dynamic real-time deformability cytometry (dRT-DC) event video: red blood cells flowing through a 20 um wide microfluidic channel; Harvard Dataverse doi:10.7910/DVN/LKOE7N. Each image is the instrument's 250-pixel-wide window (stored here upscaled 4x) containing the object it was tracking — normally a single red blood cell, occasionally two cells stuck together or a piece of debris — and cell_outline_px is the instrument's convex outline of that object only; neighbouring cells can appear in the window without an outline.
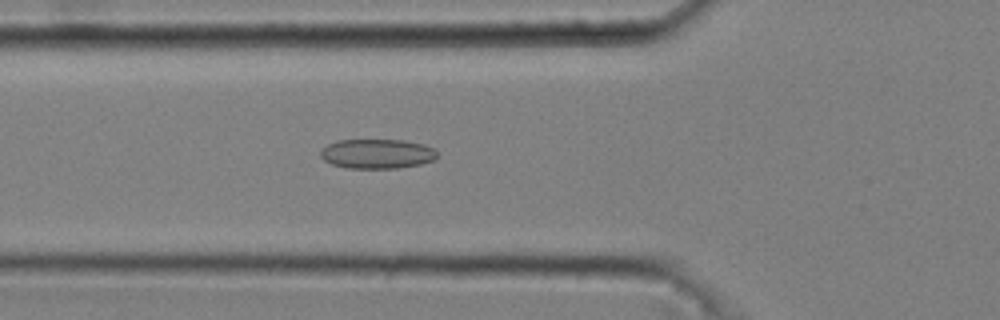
{"species": "common noctule bat (a hibernating species)", "species_latin": "Nyctalus noctula", "temperature_condition": "cold", "stored_images_in_passage": 51, "camera_frame_rate_fps": 3000, "um_per_image_px": 0.085, "animal": {"sex": "male", "body_mass_g": 20.4}, "frame": {"image": 1, "passage_image": 19, "time_ms": 6.0, "image_size_px": [1000, 320], "cell_outline_px": [[436, 160], [420, 164], [396, 168], [348, 168], [332, 164], [324, 160], [320, 156], [320, 152], [328, 144], [336, 140], [404, 140], [424, 144], [432, 148], [436, 152]], "centroid_in_image_um": [32.05, 13.07], "position_along_channel_um": 93.7, "area_um2": 20.06}}
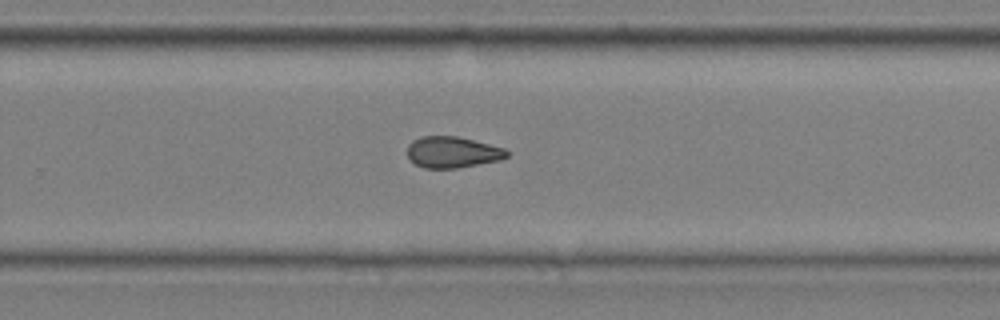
{"frame": {"image": 2, "passage_image": 35, "time_ms": 11.333, "image_size_px": [1000, 320], "cell_outline_px": [[512, 152], [508, 156], [500, 160], [456, 168], [424, 168], [416, 164], [408, 156], [408, 144], [412, 140], [420, 136], [456, 136], [504, 148]], "centroid_in_image_um": [38.47, 12.93], "position_along_channel_um": 291.3, "area_um2": 18.03}}
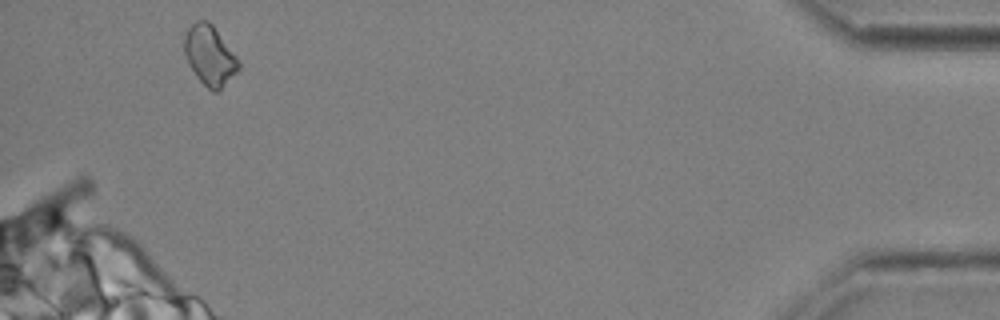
{"frame": {"image": 3, "passage_image": 50, "time_ms": 16.333, "image_size_px": [1000, 320], "cell_outline_px": [[240, 68], [216, 92], [212, 92], [196, 76], [188, 64], [184, 52], [184, 36], [188, 28], [196, 20], [208, 20], [212, 24], [236, 56], [240, 64]], "centroid_in_image_um": [17.8, 4.69], "position_along_channel_um": 417.4, "area_um2": 18.61}, "authors_computed_cell_mechanics": {"area_um2": 19.074, "velocity_mm_per_s": 3.7107, "shape_relaxation_time_tau1_ms": 5.3726, "shape_relaxation_time_tau2_ms": 5.2801, "deformation_change_tau1": 0.089, "deformation_change_tau2": 0.1208}}